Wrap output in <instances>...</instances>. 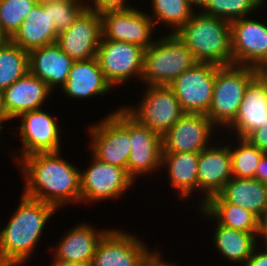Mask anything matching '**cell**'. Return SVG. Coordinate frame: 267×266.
I'll return each mask as SVG.
<instances>
[{"label": "cell", "instance_id": "11", "mask_svg": "<svg viewBox=\"0 0 267 266\" xmlns=\"http://www.w3.org/2000/svg\"><path fill=\"white\" fill-rule=\"evenodd\" d=\"M92 158L93 164L80 172L81 200L85 203L120 197L133 185L135 180L124 168Z\"/></svg>", "mask_w": 267, "mask_h": 266}, {"label": "cell", "instance_id": "8", "mask_svg": "<svg viewBox=\"0 0 267 266\" xmlns=\"http://www.w3.org/2000/svg\"><path fill=\"white\" fill-rule=\"evenodd\" d=\"M137 109L124 107L140 124L162 136L184 114L173 90L167 85H148Z\"/></svg>", "mask_w": 267, "mask_h": 266}, {"label": "cell", "instance_id": "29", "mask_svg": "<svg viewBox=\"0 0 267 266\" xmlns=\"http://www.w3.org/2000/svg\"><path fill=\"white\" fill-rule=\"evenodd\" d=\"M29 71V53L10 39L0 47V93Z\"/></svg>", "mask_w": 267, "mask_h": 266}, {"label": "cell", "instance_id": "40", "mask_svg": "<svg viewBox=\"0 0 267 266\" xmlns=\"http://www.w3.org/2000/svg\"><path fill=\"white\" fill-rule=\"evenodd\" d=\"M259 236H262L267 245V209L260 219V232Z\"/></svg>", "mask_w": 267, "mask_h": 266}, {"label": "cell", "instance_id": "16", "mask_svg": "<svg viewBox=\"0 0 267 266\" xmlns=\"http://www.w3.org/2000/svg\"><path fill=\"white\" fill-rule=\"evenodd\" d=\"M129 138L132 149L127 162V174L133 180L161 166L162 137L149 127L140 124L130 114Z\"/></svg>", "mask_w": 267, "mask_h": 266}, {"label": "cell", "instance_id": "30", "mask_svg": "<svg viewBox=\"0 0 267 266\" xmlns=\"http://www.w3.org/2000/svg\"><path fill=\"white\" fill-rule=\"evenodd\" d=\"M154 25L163 23L173 27L176 33L193 16L194 10L188 0H151ZM155 19V20H154Z\"/></svg>", "mask_w": 267, "mask_h": 266}, {"label": "cell", "instance_id": "33", "mask_svg": "<svg viewBox=\"0 0 267 266\" xmlns=\"http://www.w3.org/2000/svg\"><path fill=\"white\" fill-rule=\"evenodd\" d=\"M36 0H0V30L10 39L27 17Z\"/></svg>", "mask_w": 267, "mask_h": 266}, {"label": "cell", "instance_id": "10", "mask_svg": "<svg viewBox=\"0 0 267 266\" xmlns=\"http://www.w3.org/2000/svg\"><path fill=\"white\" fill-rule=\"evenodd\" d=\"M230 25L233 64L267 71V25L246 17Z\"/></svg>", "mask_w": 267, "mask_h": 266}, {"label": "cell", "instance_id": "1", "mask_svg": "<svg viewBox=\"0 0 267 266\" xmlns=\"http://www.w3.org/2000/svg\"><path fill=\"white\" fill-rule=\"evenodd\" d=\"M59 156L60 151L38 152L18 162L26 180L23 194L56 209L81 201L80 171Z\"/></svg>", "mask_w": 267, "mask_h": 266}, {"label": "cell", "instance_id": "36", "mask_svg": "<svg viewBox=\"0 0 267 266\" xmlns=\"http://www.w3.org/2000/svg\"><path fill=\"white\" fill-rule=\"evenodd\" d=\"M245 139L263 153H267V121L252 131Z\"/></svg>", "mask_w": 267, "mask_h": 266}, {"label": "cell", "instance_id": "6", "mask_svg": "<svg viewBox=\"0 0 267 266\" xmlns=\"http://www.w3.org/2000/svg\"><path fill=\"white\" fill-rule=\"evenodd\" d=\"M106 117L89 129L91 152L98 160L127 171L132 149L129 138V113L125 108H120Z\"/></svg>", "mask_w": 267, "mask_h": 266}, {"label": "cell", "instance_id": "38", "mask_svg": "<svg viewBox=\"0 0 267 266\" xmlns=\"http://www.w3.org/2000/svg\"><path fill=\"white\" fill-rule=\"evenodd\" d=\"M261 183L267 184V153H264L256 169L255 178Z\"/></svg>", "mask_w": 267, "mask_h": 266}, {"label": "cell", "instance_id": "18", "mask_svg": "<svg viewBox=\"0 0 267 266\" xmlns=\"http://www.w3.org/2000/svg\"><path fill=\"white\" fill-rule=\"evenodd\" d=\"M267 121V71H260L247 85L232 127L237 138H246Z\"/></svg>", "mask_w": 267, "mask_h": 266}, {"label": "cell", "instance_id": "46", "mask_svg": "<svg viewBox=\"0 0 267 266\" xmlns=\"http://www.w3.org/2000/svg\"><path fill=\"white\" fill-rule=\"evenodd\" d=\"M3 122H0V130L3 129V126H2Z\"/></svg>", "mask_w": 267, "mask_h": 266}, {"label": "cell", "instance_id": "34", "mask_svg": "<svg viewBox=\"0 0 267 266\" xmlns=\"http://www.w3.org/2000/svg\"><path fill=\"white\" fill-rule=\"evenodd\" d=\"M82 0H52L50 1V17L56 26L57 33L67 30L86 8Z\"/></svg>", "mask_w": 267, "mask_h": 266}, {"label": "cell", "instance_id": "45", "mask_svg": "<svg viewBox=\"0 0 267 266\" xmlns=\"http://www.w3.org/2000/svg\"><path fill=\"white\" fill-rule=\"evenodd\" d=\"M36 1L39 2V3H44V2L52 1V0H36Z\"/></svg>", "mask_w": 267, "mask_h": 266}, {"label": "cell", "instance_id": "5", "mask_svg": "<svg viewBox=\"0 0 267 266\" xmlns=\"http://www.w3.org/2000/svg\"><path fill=\"white\" fill-rule=\"evenodd\" d=\"M260 71L243 65L218 66L212 103L206 116L215 126H229L235 119L249 82Z\"/></svg>", "mask_w": 267, "mask_h": 266}, {"label": "cell", "instance_id": "21", "mask_svg": "<svg viewBox=\"0 0 267 266\" xmlns=\"http://www.w3.org/2000/svg\"><path fill=\"white\" fill-rule=\"evenodd\" d=\"M58 33L50 17V1L37 2L28 12L19 29L10 38L26 51L55 43Z\"/></svg>", "mask_w": 267, "mask_h": 266}, {"label": "cell", "instance_id": "28", "mask_svg": "<svg viewBox=\"0 0 267 266\" xmlns=\"http://www.w3.org/2000/svg\"><path fill=\"white\" fill-rule=\"evenodd\" d=\"M259 234L247 233L237 229L227 228L217 223L214 232V243L219 253L229 261L246 263L251 256Z\"/></svg>", "mask_w": 267, "mask_h": 266}, {"label": "cell", "instance_id": "35", "mask_svg": "<svg viewBox=\"0 0 267 266\" xmlns=\"http://www.w3.org/2000/svg\"><path fill=\"white\" fill-rule=\"evenodd\" d=\"M93 1V5L86 4V8L96 11L99 14L105 13L107 11H117V10H127L132 7L126 5L125 0H91Z\"/></svg>", "mask_w": 267, "mask_h": 266}, {"label": "cell", "instance_id": "4", "mask_svg": "<svg viewBox=\"0 0 267 266\" xmlns=\"http://www.w3.org/2000/svg\"><path fill=\"white\" fill-rule=\"evenodd\" d=\"M195 63L192 51L172 32L144 51L141 79L147 85L168 86Z\"/></svg>", "mask_w": 267, "mask_h": 266}, {"label": "cell", "instance_id": "41", "mask_svg": "<svg viewBox=\"0 0 267 266\" xmlns=\"http://www.w3.org/2000/svg\"><path fill=\"white\" fill-rule=\"evenodd\" d=\"M54 262L51 264V266H91V264H84L80 262H71V261H64L61 259L55 258L53 260Z\"/></svg>", "mask_w": 267, "mask_h": 266}, {"label": "cell", "instance_id": "3", "mask_svg": "<svg viewBox=\"0 0 267 266\" xmlns=\"http://www.w3.org/2000/svg\"><path fill=\"white\" fill-rule=\"evenodd\" d=\"M175 34L197 62L233 65L229 21L197 12Z\"/></svg>", "mask_w": 267, "mask_h": 266}, {"label": "cell", "instance_id": "25", "mask_svg": "<svg viewBox=\"0 0 267 266\" xmlns=\"http://www.w3.org/2000/svg\"><path fill=\"white\" fill-rule=\"evenodd\" d=\"M201 212L218 224L247 233L259 234L260 219L241 206L226 202L219 194L210 197L202 206Z\"/></svg>", "mask_w": 267, "mask_h": 266}, {"label": "cell", "instance_id": "2", "mask_svg": "<svg viewBox=\"0 0 267 266\" xmlns=\"http://www.w3.org/2000/svg\"><path fill=\"white\" fill-rule=\"evenodd\" d=\"M7 225L0 231V266L23 265L34 252L46 222L57 210L24 194Z\"/></svg>", "mask_w": 267, "mask_h": 266}, {"label": "cell", "instance_id": "12", "mask_svg": "<svg viewBox=\"0 0 267 266\" xmlns=\"http://www.w3.org/2000/svg\"><path fill=\"white\" fill-rule=\"evenodd\" d=\"M102 37V19L96 11L85 8L56 43L72 60H89L97 56Z\"/></svg>", "mask_w": 267, "mask_h": 266}, {"label": "cell", "instance_id": "42", "mask_svg": "<svg viewBox=\"0 0 267 266\" xmlns=\"http://www.w3.org/2000/svg\"><path fill=\"white\" fill-rule=\"evenodd\" d=\"M191 6L204 8L209 0H188Z\"/></svg>", "mask_w": 267, "mask_h": 266}, {"label": "cell", "instance_id": "27", "mask_svg": "<svg viewBox=\"0 0 267 266\" xmlns=\"http://www.w3.org/2000/svg\"><path fill=\"white\" fill-rule=\"evenodd\" d=\"M198 158L199 153H162L161 167L167 165L170 184L180 198L198 191Z\"/></svg>", "mask_w": 267, "mask_h": 266}, {"label": "cell", "instance_id": "44", "mask_svg": "<svg viewBox=\"0 0 267 266\" xmlns=\"http://www.w3.org/2000/svg\"><path fill=\"white\" fill-rule=\"evenodd\" d=\"M8 38L0 30V47L6 42Z\"/></svg>", "mask_w": 267, "mask_h": 266}, {"label": "cell", "instance_id": "26", "mask_svg": "<svg viewBox=\"0 0 267 266\" xmlns=\"http://www.w3.org/2000/svg\"><path fill=\"white\" fill-rule=\"evenodd\" d=\"M219 195L226 201L247 209L259 219L267 209V184L254 178L232 177Z\"/></svg>", "mask_w": 267, "mask_h": 266}, {"label": "cell", "instance_id": "37", "mask_svg": "<svg viewBox=\"0 0 267 266\" xmlns=\"http://www.w3.org/2000/svg\"><path fill=\"white\" fill-rule=\"evenodd\" d=\"M257 248L255 246L251 256L243 266H267V245L264 247L266 250L262 252H259Z\"/></svg>", "mask_w": 267, "mask_h": 266}, {"label": "cell", "instance_id": "9", "mask_svg": "<svg viewBox=\"0 0 267 266\" xmlns=\"http://www.w3.org/2000/svg\"><path fill=\"white\" fill-rule=\"evenodd\" d=\"M144 51L133 43L101 37L96 57L107 82L115 87L133 76L141 79Z\"/></svg>", "mask_w": 267, "mask_h": 266}, {"label": "cell", "instance_id": "24", "mask_svg": "<svg viewBox=\"0 0 267 266\" xmlns=\"http://www.w3.org/2000/svg\"><path fill=\"white\" fill-rule=\"evenodd\" d=\"M88 224H79L72 228L56 247L55 258L64 261L91 264L97 245L104 234L108 231H95Z\"/></svg>", "mask_w": 267, "mask_h": 266}, {"label": "cell", "instance_id": "32", "mask_svg": "<svg viewBox=\"0 0 267 266\" xmlns=\"http://www.w3.org/2000/svg\"><path fill=\"white\" fill-rule=\"evenodd\" d=\"M263 2L264 0H209L201 12L231 22L246 17L261 7Z\"/></svg>", "mask_w": 267, "mask_h": 266}, {"label": "cell", "instance_id": "23", "mask_svg": "<svg viewBox=\"0 0 267 266\" xmlns=\"http://www.w3.org/2000/svg\"><path fill=\"white\" fill-rule=\"evenodd\" d=\"M62 89L72 98L85 99L92 95L109 93L112 86L107 82L97 57H94L89 60L74 61Z\"/></svg>", "mask_w": 267, "mask_h": 266}, {"label": "cell", "instance_id": "20", "mask_svg": "<svg viewBox=\"0 0 267 266\" xmlns=\"http://www.w3.org/2000/svg\"><path fill=\"white\" fill-rule=\"evenodd\" d=\"M229 146H208L199 153L198 190L203 191L202 206L210 197L219 194L232 178Z\"/></svg>", "mask_w": 267, "mask_h": 266}, {"label": "cell", "instance_id": "39", "mask_svg": "<svg viewBox=\"0 0 267 266\" xmlns=\"http://www.w3.org/2000/svg\"><path fill=\"white\" fill-rule=\"evenodd\" d=\"M160 258V254H158L157 251L154 253L152 251V253L141 263L140 266H175L173 263H163V260L161 261Z\"/></svg>", "mask_w": 267, "mask_h": 266}, {"label": "cell", "instance_id": "22", "mask_svg": "<svg viewBox=\"0 0 267 266\" xmlns=\"http://www.w3.org/2000/svg\"><path fill=\"white\" fill-rule=\"evenodd\" d=\"M29 71L44 81L52 90L56 85H65L74 63L55 42L29 52Z\"/></svg>", "mask_w": 267, "mask_h": 266}, {"label": "cell", "instance_id": "17", "mask_svg": "<svg viewBox=\"0 0 267 266\" xmlns=\"http://www.w3.org/2000/svg\"><path fill=\"white\" fill-rule=\"evenodd\" d=\"M19 117L22 121L19 133L24 148L20 158L17 157L18 162L33 153L60 151V128L49 113L37 109L24 112Z\"/></svg>", "mask_w": 267, "mask_h": 266}, {"label": "cell", "instance_id": "7", "mask_svg": "<svg viewBox=\"0 0 267 266\" xmlns=\"http://www.w3.org/2000/svg\"><path fill=\"white\" fill-rule=\"evenodd\" d=\"M218 65L197 62L168 86L173 90L184 113L207 114L212 103Z\"/></svg>", "mask_w": 267, "mask_h": 266}, {"label": "cell", "instance_id": "19", "mask_svg": "<svg viewBox=\"0 0 267 266\" xmlns=\"http://www.w3.org/2000/svg\"><path fill=\"white\" fill-rule=\"evenodd\" d=\"M52 91L48 85L28 71L24 76L3 90L1 106L7 120L17 118L20 114L41 109Z\"/></svg>", "mask_w": 267, "mask_h": 266}, {"label": "cell", "instance_id": "43", "mask_svg": "<svg viewBox=\"0 0 267 266\" xmlns=\"http://www.w3.org/2000/svg\"><path fill=\"white\" fill-rule=\"evenodd\" d=\"M6 117H5V115H4V113H3V110H2V106H1V94H0V122H6Z\"/></svg>", "mask_w": 267, "mask_h": 266}, {"label": "cell", "instance_id": "15", "mask_svg": "<svg viewBox=\"0 0 267 266\" xmlns=\"http://www.w3.org/2000/svg\"><path fill=\"white\" fill-rule=\"evenodd\" d=\"M151 253L135 235L109 229L97 245L91 266H140Z\"/></svg>", "mask_w": 267, "mask_h": 266}, {"label": "cell", "instance_id": "14", "mask_svg": "<svg viewBox=\"0 0 267 266\" xmlns=\"http://www.w3.org/2000/svg\"><path fill=\"white\" fill-rule=\"evenodd\" d=\"M213 127L215 125L205 114L184 113L161 136L163 153H200L209 146Z\"/></svg>", "mask_w": 267, "mask_h": 266}, {"label": "cell", "instance_id": "31", "mask_svg": "<svg viewBox=\"0 0 267 266\" xmlns=\"http://www.w3.org/2000/svg\"><path fill=\"white\" fill-rule=\"evenodd\" d=\"M236 149L230 148L232 176L237 178H255L256 169L263 156V152L258 150L245 138H238Z\"/></svg>", "mask_w": 267, "mask_h": 266}, {"label": "cell", "instance_id": "13", "mask_svg": "<svg viewBox=\"0 0 267 266\" xmlns=\"http://www.w3.org/2000/svg\"><path fill=\"white\" fill-rule=\"evenodd\" d=\"M102 19V37L113 41H124L143 47L145 50L153 44L150 39L154 23L150 15L134 9L107 11L100 14Z\"/></svg>", "mask_w": 267, "mask_h": 266}]
</instances>
